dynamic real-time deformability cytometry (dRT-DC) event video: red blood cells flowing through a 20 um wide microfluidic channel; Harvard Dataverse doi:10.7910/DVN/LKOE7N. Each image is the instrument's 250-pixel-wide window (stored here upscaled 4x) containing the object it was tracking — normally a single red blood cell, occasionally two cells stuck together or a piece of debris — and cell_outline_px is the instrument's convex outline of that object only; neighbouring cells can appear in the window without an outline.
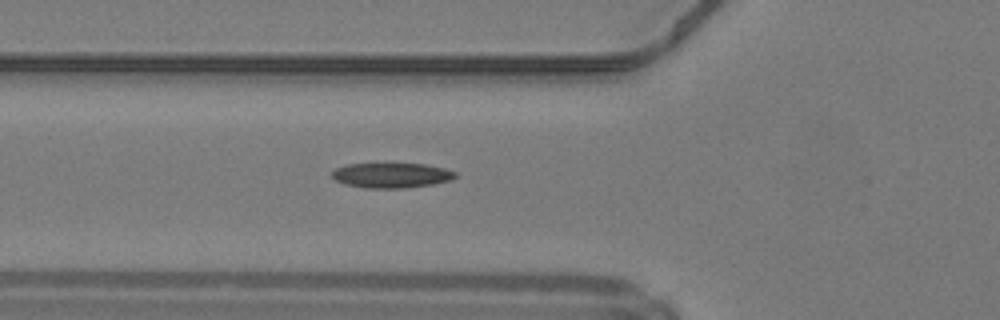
{"species": "common noctule bat (a hibernating species)", "species_latin": "Nyctalus noctula", "temperature_condition": "warm", "stored_images_in_passage": 29, "camera_frame_rate_fps": 3000, "um_per_image_px": 0.085, "animal": {"sex": "male", "body_mass_g": 19.2, "forearm_length_mm": 51.8}, "frame": {"image": 1, "passage_image": 8, "time_ms": 2.333, "image_size_px": [1000, 320], "cell_outline_px": [[456, 176], [452, 180], [432, 184], [404, 188], [364, 188], [344, 184], [336, 180], [332, 176], [332, 172], [336, 168], [348, 164], [424, 164], [444, 168], [456, 172]], "centroid_in_image_um": [33.28, 14.91], "position_along_channel_um": 92.5, "area_um2": 17.86}}
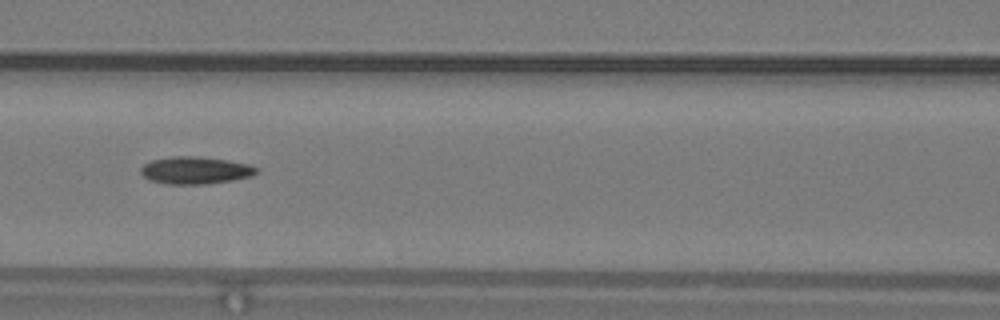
{"frame": {"image": 2, "passage_image": 12, "time_ms": 3.667, "image_size_px": [1000, 320], "cell_outline_px": [[260, 168], [252, 176], [232, 180], [208, 184], [168, 184], [148, 180], [140, 172], [140, 168], [144, 164], [152, 160], [172, 156], [200, 156], [228, 160], [248, 164]], "centroid_in_image_um": [16.6, 14.47], "position_along_channel_um": 150.0, "area_um2": 18.55}}
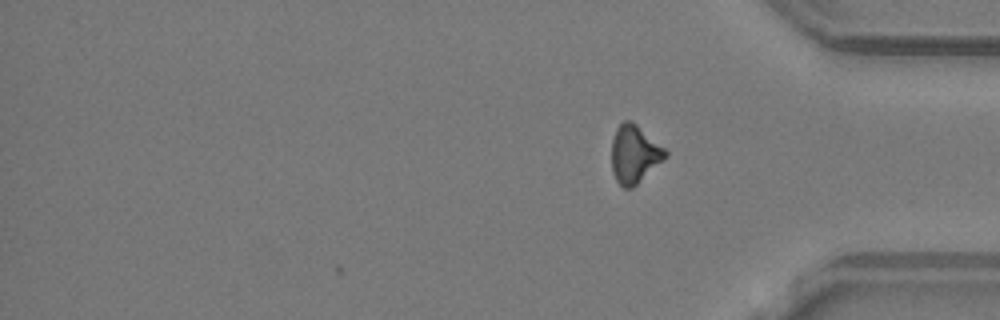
{"frame": {"image": 3, "passage_image": 29, "time_ms": 9.333, "image_size_px": [1000, 320], "cell_outline_px": [[668, 156], [664, 160], [632, 188], [624, 188], [616, 180], [612, 172], [612, 140], [616, 128], [624, 120], [632, 120], [664, 148], [668, 152]], "centroid_in_image_um": [53.92, 13.1], "position_along_channel_um": 381.3, "area_um2": 18.09}, "authors_computed_cell_mechanics": {"area_um2": 18.0914, "velocity_mm_per_s": 4.2532, "shape_relaxation_time_tau1_ms": 6.122, "shape_relaxation_time_tau2_ms": 7.4727, "deformation_change_tau1": 0.1726, "deformation_change_tau2": 0.1902}}